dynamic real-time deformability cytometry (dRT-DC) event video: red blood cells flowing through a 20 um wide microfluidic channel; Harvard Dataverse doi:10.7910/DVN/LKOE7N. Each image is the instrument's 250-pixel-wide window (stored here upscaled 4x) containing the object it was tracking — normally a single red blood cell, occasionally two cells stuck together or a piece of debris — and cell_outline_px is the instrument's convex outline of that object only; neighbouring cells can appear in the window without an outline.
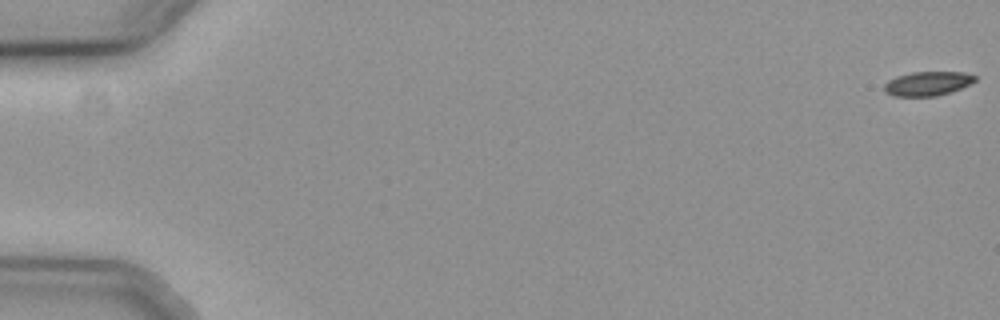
{"species": "common noctule bat (a hibernating species)", "species_latin": "Nyctalus noctula", "temperature_condition": "cold", "stored_images_in_passage": 57, "camera_frame_rate_fps": 3000, "um_per_image_px": 0.085, "animal": {"sex": "female", "body_mass_g": 19.3, "forearm_length_mm": 54.1}, "frame": {"image": 1, "passage_image": 1, "time_ms": 0.0, "image_size_px": [1000, 320], "cell_outline_px": [[976, 80], [960, 88], [936, 96], [892, 96], [884, 92], [884, 84], [888, 80], [896, 76], [912, 72], [964, 72], [976, 76]], "centroid_in_image_um": [78.79, 7.1], "position_along_channel_um": 6.2, "area_um2": 12.72}}
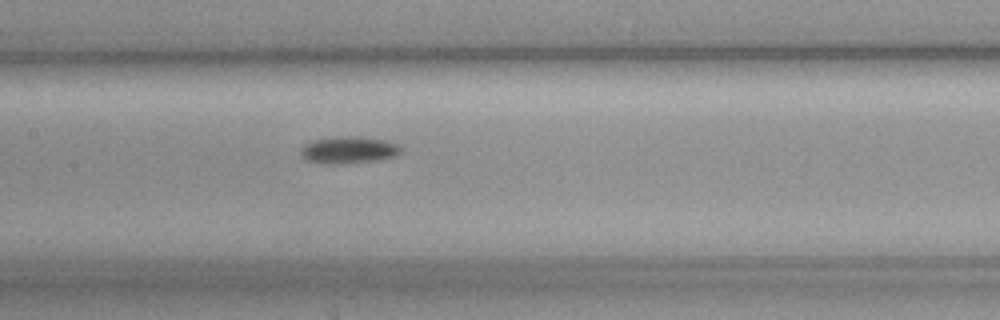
{"frame": {"image": 2, "passage_image": 29, "time_ms": 9.333, "image_size_px": [1000, 320], "cell_outline_px": [[404, 152], [396, 156], [376, 160], [328, 164], [308, 160], [300, 152], [312, 140], [332, 136], [356, 136], [384, 140], [396, 144]], "centroid_in_image_um": [29.68, 12.73], "position_along_channel_um": 177.7, "area_um2": 15.37}}
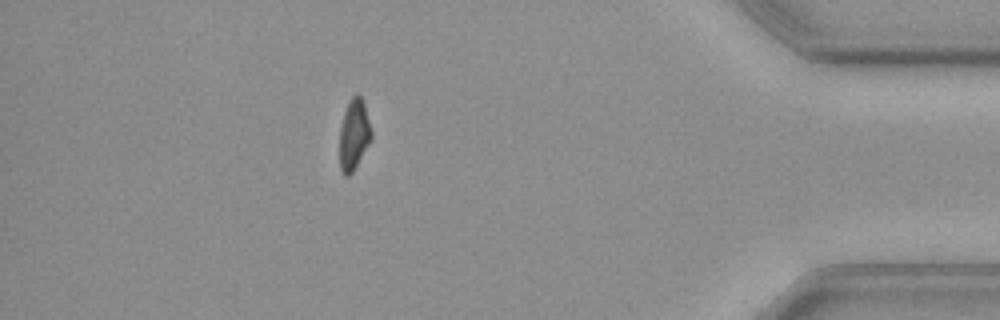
{"frame": {"image": 3, "passage_image": 51, "time_ms": 16.667, "image_size_px": [1000, 320], "cell_outline_px": [[372, 140], [352, 172], [348, 176], [344, 176], [340, 172], [340, 128], [344, 112], [348, 100], [352, 96], [360, 96], [364, 104], [372, 132]], "centroid_in_image_um": [30.08, 11.47], "position_along_channel_um": 405.1, "area_um2": 13.06}, "authors_computed_cell_mechanics": {"area_um2": 13.9876, "velocity_mm_per_s": 3.7298, "shape_relaxation_time_tau1_ms": 2.3118, "shape_relaxation_time_tau2_ms": null, "deformation_change_tau1": 0.0956, "deformation_change_tau2": null}}